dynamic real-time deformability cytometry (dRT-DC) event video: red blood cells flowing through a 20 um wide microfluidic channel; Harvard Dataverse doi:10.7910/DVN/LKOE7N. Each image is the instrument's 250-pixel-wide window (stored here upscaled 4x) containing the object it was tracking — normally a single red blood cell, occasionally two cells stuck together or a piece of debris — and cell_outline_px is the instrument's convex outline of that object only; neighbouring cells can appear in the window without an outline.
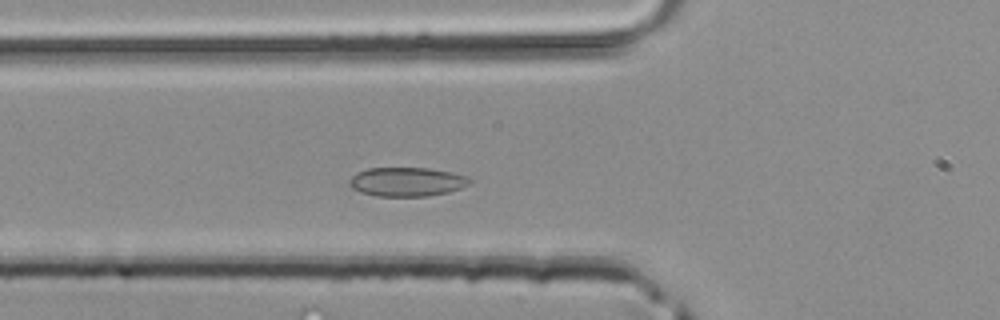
{"species": "common noctule bat (a hibernating species)", "species_latin": "Nyctalus noctula", "temperature_condition": "room temperature", "stored_images_in_passage": 31, "camera_frame_rate_fps": 3000, "um_per_image_px": 0.085, "animal": {"sex": "male", "body_mass_g": 20.4}, "frame": {"image": 1, "passage_image": 2, "time_ms": 0.333, "image_size_px": [1000, 320], "cell_outline_px": [[472, 184], [448, 192], [428, 196], [376, 196], [360, 192], [352, 188], [348, 184], [348, 180], [356, 172], [368, 168], [428, 168], [452, 172], [468, 176], [472, 180]], "centroid_in_image_um": [34.59, 15.45], "position_along_channel_um": 91.2, "area_um2": 20.58}}
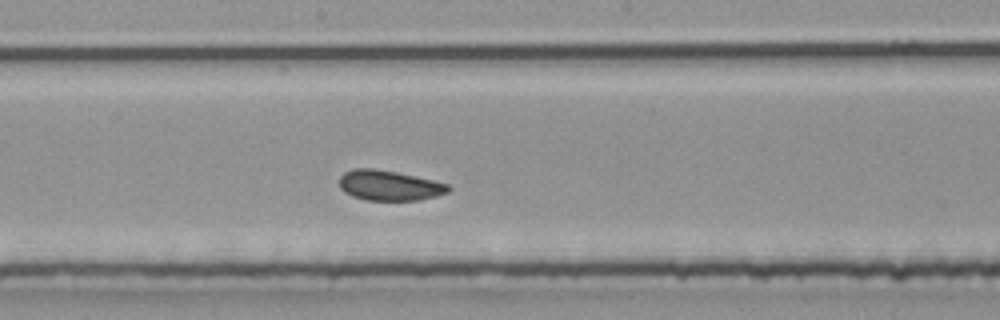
{"frame": {"image": 2, "passage_image": 10, "time_ms": 3.0, "image_size_px": [1000, 320], "cell_outline_px": [[452, 188], [448, 192], [436, 196], [420, 200], [364, 200], [352, 196], [344, 192], [340, 188], [340, 176], [344, 172], [352, 168], [376, 168], [396, 172], [432, 180], [448, 184]], "centroid_in_image_um": [33.06, 15.76], "position_along_channel_um": 215.1, "area_um2": 19.25}}
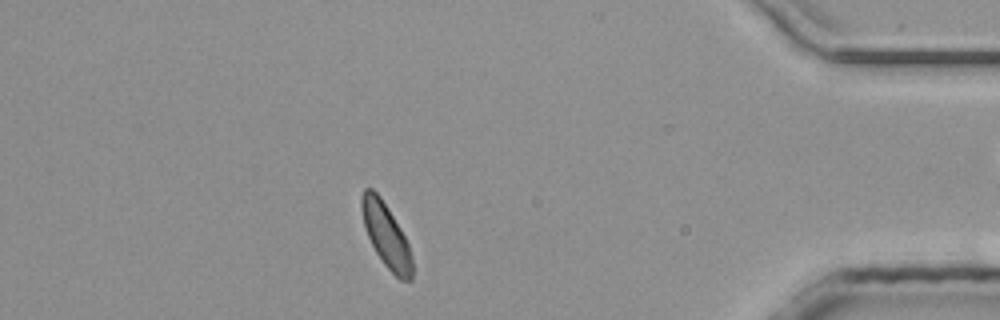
{"frame": {"image": 3, "passage_image": 25, "time_ms": 8.0, "image_size_px": [1000, 320], "cell_outline_px": [[412, 280], [400, 280], [384, 264], [376, 252], [368, 236], [364, 224], [360, 208], [360, 196], [364, 188], [372, 188], [380, 196], [388, 208], [400, 228], [408, 244], [412, 256]], "centroid_in_image_um": [32.8, 19.97], "position_along_channel_um": 402.4, "area_um2": 18.67}}